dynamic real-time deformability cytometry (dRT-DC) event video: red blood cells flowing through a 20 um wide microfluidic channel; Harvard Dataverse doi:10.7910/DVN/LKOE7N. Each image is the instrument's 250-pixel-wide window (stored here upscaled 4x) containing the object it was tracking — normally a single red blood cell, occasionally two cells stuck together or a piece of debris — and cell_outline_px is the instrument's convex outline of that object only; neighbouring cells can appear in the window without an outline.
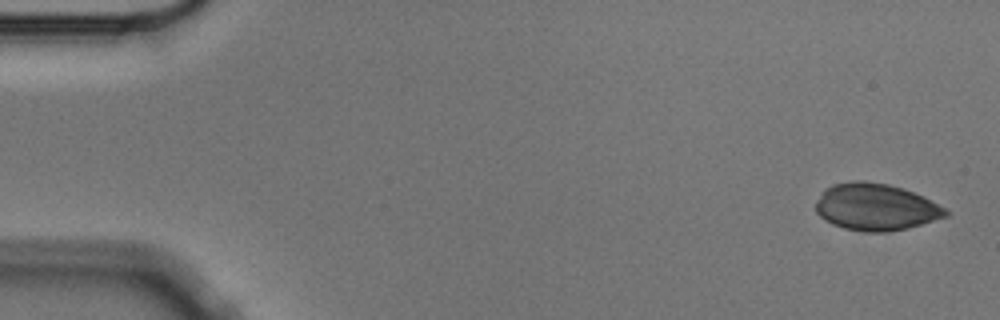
{"species": "Egyptian fruit bat (a non-hibernating species)", "species_latin": "Rousettus aegyptiacus", "temperature_condition": "cold", "stored_images_in_passage": 5, "camera_frame_rate_fps": 3000, "um_per_image_px": 0.085, "animal": {"sex": "male"}, "frame": {"image": 1, "passage_image": 1, "time_ms": 0.0, "image_size_px": [1000, 320], "cell_outline_px": [[952, 212], [948, 216], [908, 228], [884, 232], [864, 232], [844, 228], [832, 224], [824, 220], [816, 212], [816, 204], [824, 188], [832, 184], [852, 180], [864, 180], [888, 184], [904, 188], [924, 196]], "centroid_in_image_um": [74.45, 17.59], "position_along_channel_um": 10.6, "area_um2": 35.84}}
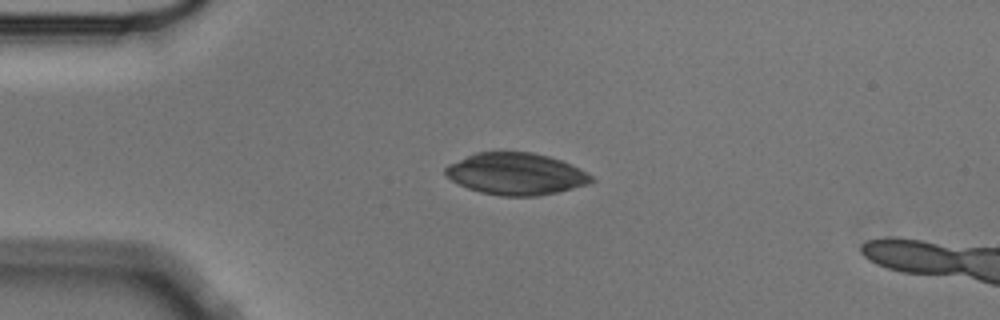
{"frame": {"image": 2, "passage_image": 4, "time_ms": 1.0, "image_size_px": [1000, 320], "cell_outline_px": [[596, 180], [588, 184], [556, 192], [536, 196], [500, 196], [480, 192], [468, 188], [452, 180], [444, 172], [444, 168], [448, 164], [476, 152], [532, 152], [548, 156], [572, 164], [588, 172]], "centroid_in_image_um": [43.87, 14.78], "position_along_channel_um": 41.1, "area_um2": 35.55}}